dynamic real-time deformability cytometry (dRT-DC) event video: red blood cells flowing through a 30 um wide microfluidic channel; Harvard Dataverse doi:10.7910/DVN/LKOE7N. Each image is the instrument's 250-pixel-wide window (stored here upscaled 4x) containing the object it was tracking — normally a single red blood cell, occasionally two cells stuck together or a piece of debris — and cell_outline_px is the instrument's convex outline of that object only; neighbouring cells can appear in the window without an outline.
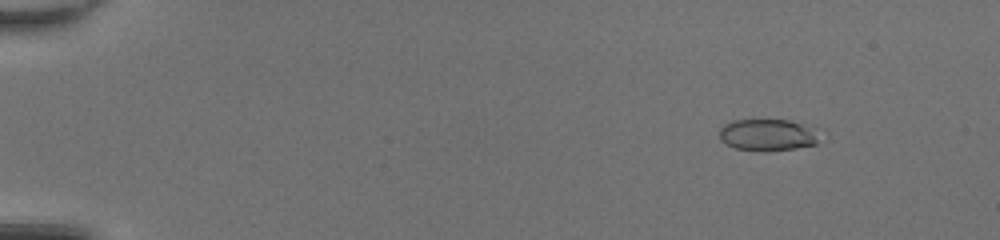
{"species": "common noctule bat (a hibernating species)", "species_latin": "Nyctalus noctula", "temperature_condition": "room temperature", "stored_images_in_passage": 51, "camera_frame_rate_fps": 3000, "um_per_image_px": 0.085, "animal": {"sex": "female", "body_mass_g": 20.0, "forearm_length_mm": 54.0}, "frame": {"image": 1, "passage_image": 7, "time_ms": 2.0, "image_size_px": [1000, 240], "cell_outline_px": [[816, 144], [796, 148], [764, 152], [736, 148], [724, 144], [720, 140], [720, 128], [724, 124], [732, 120], [788, 120], [800, 124], [816, 140]], "centroid_in_image_um": [65.04, 11.49], "position_along_channel_um": 20.0, "area_um2": 17.8}}
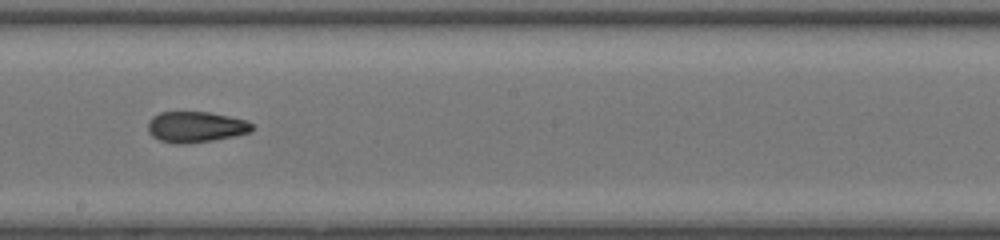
{"frame": {"image": 2, "passage_image": 31, "time_ms": 10.0, "image_size_px": [1000, 240], "cell_outline_px": [[252, 128], [248, 132], [232, 136], [212, 140], [184, 144], [176, 144], [160, 140], [152, 136], [148, 132], [148, 120], [152, 116], [160, 112], [208, 112], [228, 116], [244, 120], [252, 124]], "centroid_in_image_um": [16.56, 10.78], "position_along_channel_um": 231.6, "area_um2": 18.5}}
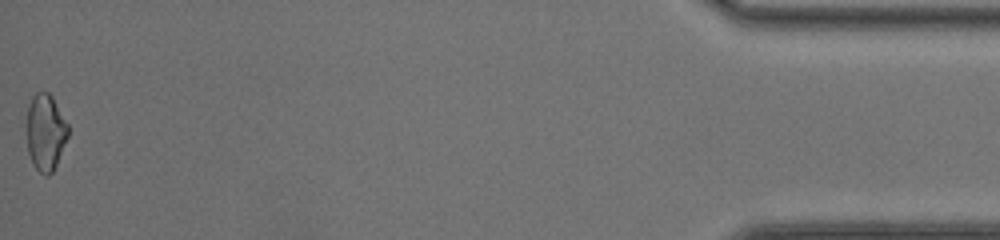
{"frame": {"image": 3, "passage_image": 51, "time_ms": 16.667, "image_size_px": [1000, 240], "cell_outline_px": [[68, 136], [56, 164], [52, 172], [48, 176], [44, 176], [32, 164], [28, 152], [28, 104], [32, 96], [36, 92], [48, 92], [52, 96], [68, 124]], "centroid_in_image_um": [3.87, 11.24], "position_along_channel_um": 431.3, "area_um2": 18.26}, "authors_computed_cell_mechanics": {"area_um2": 18.7272, "velocity_mm_per_s": 4.2906, "shape_relaxation_time_tau1_ms": null, "shape_relaxation_time_tau2_ms": 1.3953, "deformation_change_tau1": null, "deformation_change_tau2": 0.0661}}